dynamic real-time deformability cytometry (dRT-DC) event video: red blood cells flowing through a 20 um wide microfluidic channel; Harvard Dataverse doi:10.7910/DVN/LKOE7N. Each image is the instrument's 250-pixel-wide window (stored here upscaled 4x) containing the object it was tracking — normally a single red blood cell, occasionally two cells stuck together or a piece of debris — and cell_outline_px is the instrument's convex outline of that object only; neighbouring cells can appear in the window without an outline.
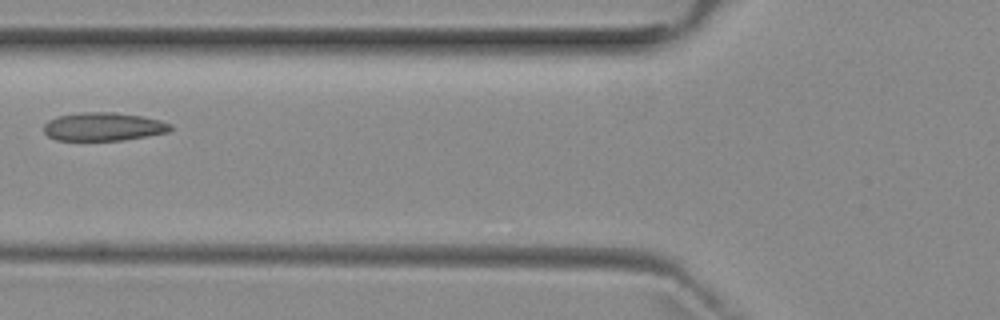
{"species": "common noctule bat (a hibernating species)", "species_latin": "Nyctalus noctula", "temperature_condition": "room temperature", "stored_images_in_passage": 7, "camera_frame_rate_fps": 3000, "um_per_image_px": 0.085, "animal": {"sex": "female", "body_mass_g": 29.2, "forearm_length_mm": 56.3}, "frame": {"image": 1, "passage_image": 6, "time_ms": 5.667, "image_size_px": [1000, 320], "cell_outline_px": [[172, 128], [168, 132], [120, 140], [56, 140], [48, 136], [44, 132], [44, 124], [48, 120], [56, 116], [80, 112], [116, 112], [144, 116], [160, 120], [172, 124]], "centroid_in_image_um": [8.77, 10.75], "position_along_channel_um": 117.0, "area_um2": 20.98}}
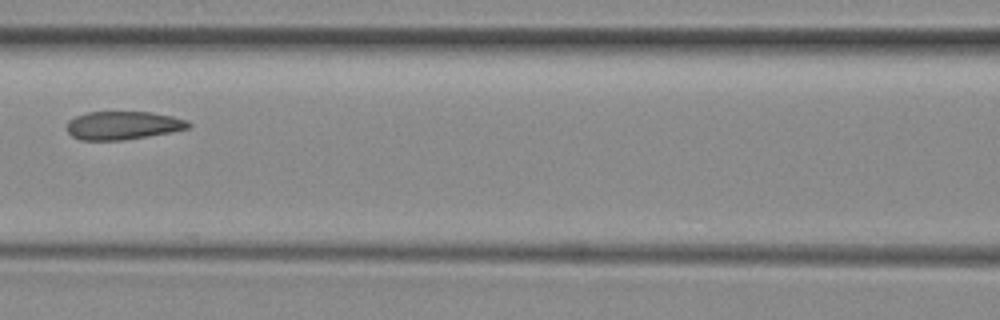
{"frame": {"image": 2, "passage_image": 7, "time_ms": 6.667, "image_size_px": [1000, 320], "cell_outline_px": [[192, 124], [188, 128], [172, 132], [124, 140], [80, 140], [72, 136], [68, 132], [68, 120], [76, 116], [88, 112], [152, 112], [172, 116], [188, 120]], "centroid_in_image_um": [10.47, 10.66], "position_along_channel_um": 156.1, "area_um2": 20.06}}